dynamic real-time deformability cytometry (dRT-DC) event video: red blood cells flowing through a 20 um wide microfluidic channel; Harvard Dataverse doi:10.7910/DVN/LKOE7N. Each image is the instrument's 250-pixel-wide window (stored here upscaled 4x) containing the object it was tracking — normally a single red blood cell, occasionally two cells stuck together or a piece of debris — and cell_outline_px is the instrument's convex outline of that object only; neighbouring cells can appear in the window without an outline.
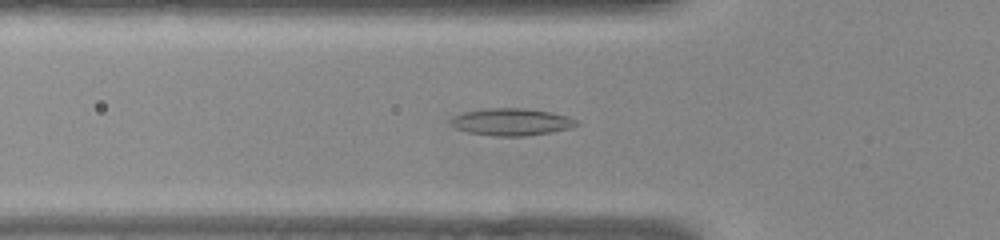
{"species": "common noctule bat (a hibernating species)", "species_latin": "Nyctalus noctula", "temperature_condition": "warm", "stored_images_in_passage": 44, "camera_frame_rate_fps": 3000, "um_per_image_px": 0.085, "animal": {"sex": "female", "body_mass_g": 22.0, "forearm_length_mm": 56.7}, "frame": {"image": 1, "passage_image": 9, "time_ms": 2.667, "image_size_px": [1000, 240], "cell_outline_px": [[580, 124], [568, 128], [548, 132], [524, 136], [496, 136], [468, 132], [456, 128], [448, 124], [448, 120], [464, 112], [492, 108], [520, 108], [548, 112], [568, 116], [580, 120]], "centroid_in_image_um": [43.46, 10.36], "position_along_channel_um": 82.3, "area_um2": 19.65}}
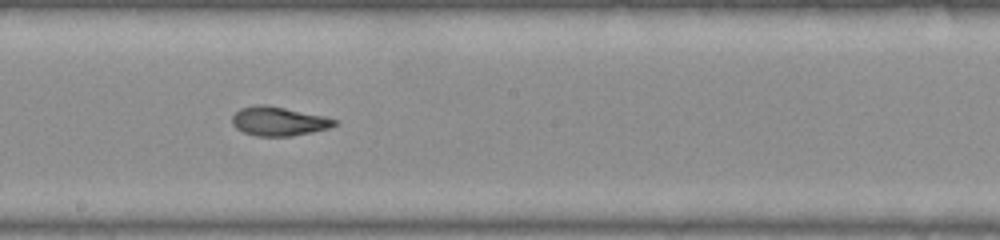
{"frame": {"image": 2, "passage_image": 20, "time_ms": 6.333, "image_size_px": [1000, 240], "cell_outline_px": [[340, 124], [328, 128], [312, 132], [292, 136], [256, 136], [244, 132], [236, 128], [232, 124], [232, 116], [240, 108], [256, 104], [264, 104], [324, 116], [340, 120]], "centroid_in_image_um": [23.71, 10.31], "position_along_channel_um": 224.5, "area_um2": 17.4}}
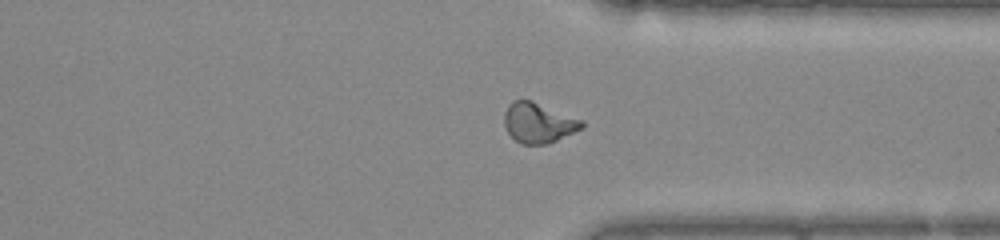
{"frame": {"image": 3, "passage_image": 31, "time_ms": 10.0, "image_size_px": [1000, 240], "cell_outline_px": [[584, 128], [548, 144], [520, 144], [508, 132], [504, 124], [504, 112], [508, 104], [512, 100], [532, 100], [584, 120]], "centroid_in_image_um": [45.78, 10.43], "position_along_channel_um": 365.6, "area_um2": 18.32}, "authors_computed_cell_mechanics": {"area_um2": 17.8602, "velocity_mm_per_s": 3.8715, "shape_relaxation_time_tau1_ms": null, "shape_relaxation_time_tau2_ms": 2.2275, "deformation_change_tau1": null, "deformation_change_tau2": 0.0971}}